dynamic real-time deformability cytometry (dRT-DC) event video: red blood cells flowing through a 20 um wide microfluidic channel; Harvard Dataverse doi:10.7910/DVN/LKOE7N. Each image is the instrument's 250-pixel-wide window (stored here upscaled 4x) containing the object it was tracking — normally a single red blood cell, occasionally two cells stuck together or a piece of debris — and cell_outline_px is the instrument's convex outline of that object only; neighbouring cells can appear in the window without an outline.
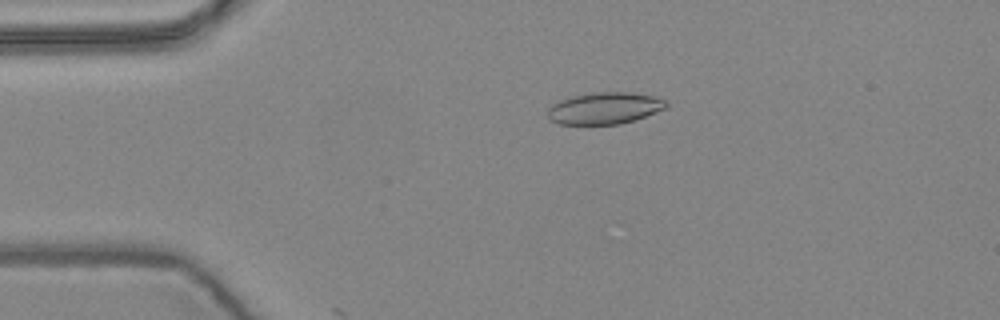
{"species": "common noctule bat (a hibernating species)", "species_latin": "Nyctalus noctula", "temperature_condition": "warm", "stored_images_in_passage": 6, "camera_frame_rate_fps": 3000, "um_per_image_px": 0.085, "animal": {"sex": "female", "body_mass_g": 24.6, "forearm_length_mm": 56.2}, "frame": {"image": 1, "passage_image": 3, "time_ms": 0.667, "image_size_px": [1000, 320], "cell_outline_px": [[668, 104], [664, 108], [644, 116], [620, 124], [560, 124], [552, 120], [548, 116], [548, 108], [552, 104], [560, 100], [572, 96], [596, 92], [628, 92], [652, 96], [664, 100]], "centroid_in_image_um": [51.34, 9.19], "position_along_channel_um": 33.7, "area_um2": 21.5}}
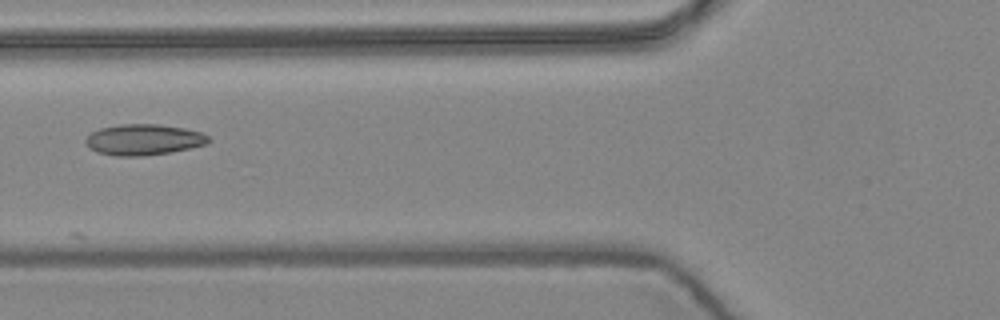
{"frame": {"image": 2, "passage_image": 6, "time_ms": 1.667, "image_size_px": [1000, 320], "cell_outline_px": [[212, 140], [208, 144], [168, 152], [144, 156], [116, 156], [96, 152], [88, 148], [84, 140], [92, 132], [100, 128], [120, 124], [156, 124], [184, 128], [200, 132], [208, 136]], "centroid_in_image_um": [12.19, 11.87], "position_along_channel_um": 113.6, "area_um2": 22.14}}